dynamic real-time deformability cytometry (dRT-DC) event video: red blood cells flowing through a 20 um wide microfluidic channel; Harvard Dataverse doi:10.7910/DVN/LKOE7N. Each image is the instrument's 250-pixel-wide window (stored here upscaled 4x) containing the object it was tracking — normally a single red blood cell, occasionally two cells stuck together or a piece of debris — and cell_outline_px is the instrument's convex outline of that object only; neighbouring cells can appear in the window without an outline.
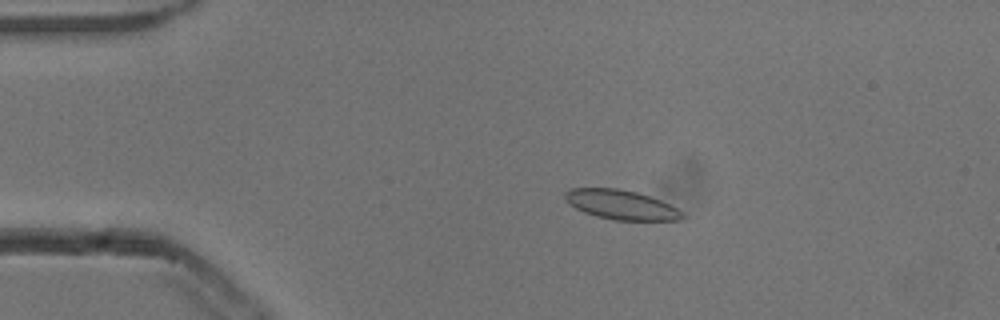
{"species": "common noctule bat (a hibernating species)", "species_latin": "Nyctalus noctula", "temperature_condition": "cold", "stored_images_in_passage": 53, "camera_frame_rate_fps": 3000, "um_per_image_px": 0.085, "animal": {"sex": "male", "body_mass_g": 13.3}, "frame": {"image": 1, "passage_image": 10, "time_ms": 3.0, "image_size_px": [1000, 320], "cell_outline_px": [[688, 216], [680, 220], [616, 220], [596, 216], [584, 212], [568, 204], [564, 196], [564, 192], [568, 188], [616, 188], [636, 192], [660, 200], [684, 212]], "centroid_in_image_um": [52.79, 17.4], "position_along_channel_um": 32.2, "area_um2": 20.17}}
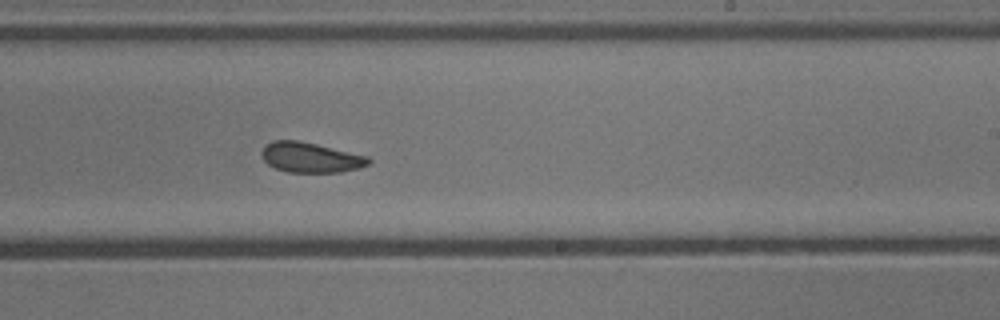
{"frame": {"image": 2, "passage_image": 32, "time_ms": 10.333, "image_size_px": [1000, 320], "cell_outline_px": [[372, 160], [368, 164], [360, 168], [340, 172], [288, 172], [276, 168], [268, 164], [264, 160], [260, 152], [272, 140], [300, 140], [368, 156]], "centroid_in_image_um": [26.41, 13.38], "position_along_channel_um": 262.6, "area_um2": 18.73}}
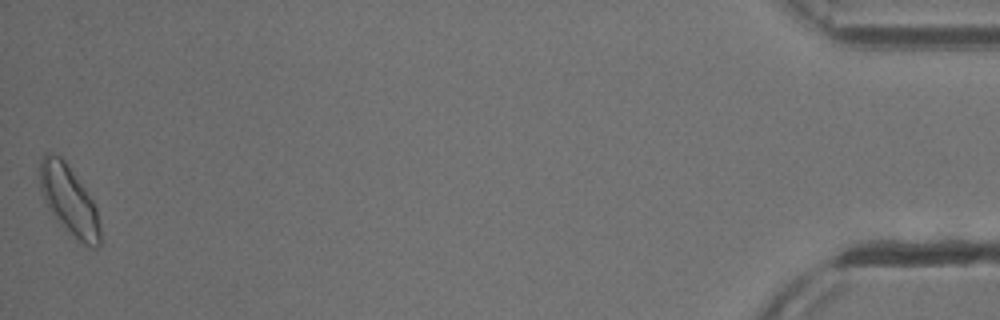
{"frame": {"image": 3, "passage_image": 53, "time_ms": 17.333, "image_size_px": [1000, 320], "cell_outline_px": [[100, 244], [96, 248], [92, 248], [84, 244], [60, 224], [48, 208], [40, 192], [40, 160], [44, 152], [52, 152], [60, 156], [64, 160], [84, 188], [92, 200], [96, 208], [100, 228]], "centroid_in_image_um": [5.84, 17.0], "position_along_channel_um": 429.4, "area_um2": 24.04}, "authors_computed_cell_mechanics": {"area_um2": 19.9988, "velocity_mm_per_s": 3.7983, "shape_relaxation_time_tau1_ms": 7.5593, "shape_relaxation_time_tau2_ms": 2.5145, "deformation_change_tau1": 0.1176, "deformation_change_tau2": 0.0826}}